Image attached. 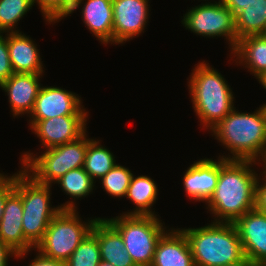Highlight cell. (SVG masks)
Returning a JSON list of instances; mask_svg holds the SVG:
<instances>
[{"label":"cell","mask_w":266,"mask_h":266,"mask_svg":"<svg viewBox=\"0 0 266 266\" xmlns=\"http://www.w3.org/2000/svg\"><path fill=\"white\" fill-rule=\"evenodd\" d=\"M252 160H226L219 157V178L215 191L205 203L214 216L212 222L234 223L255 206L258 178Z\"/></svg>","instance_id":"1"},{"label":"cell","mask_w":266,"mask_h":266,"mask_svg":"<svg viewBox=\"0 0 266 266\" xmlns=\"http://www.w3.org/2000/svg\"><path fill=\"white\" fill-rule=\"evenodd\" d=\"M236 107L210 131L230 151L219 155L226 160L260 162L266 150V116L260 106L253 113L236 111Z\"/></svg>","instance_id":"2"},{"label":"cell","mask_w":266,"mask_h":266,"mask_svg":"<svg viewBox=\"0 0 266 266\" xmlns=\"http://www.w3.org/2000/svg\"><path fill=\"white\" fill-rule=\"evenodd\" d=\"M204 62L193 68L188 90L200 125L211 130L235 108V97L221 73Z\"/></svg>","instance_id":"3"},{"label":"cell","mask_w":266,"mask_h":266,"mask_svg":"<svg viewBox=\"0 0 266 266\" xmlns=\"http://www.w3.org/2000/svg\"><path fill=\"white\" fill-rule=\"evenodd\" d=\"M195 266H222L245 257L234 223L211 222L199 228H182Z\"/></svg>","instance_id":"4"},{"label":"cell","mask_w":266,"mask_h":266,"mask_svg":"<svg viewBox=\"0 0 266 266\" xmlns=\"http://www.w3.org/2000/svg\"><path fill=\"white\" fill-rule=\"evenodd\" d=\"M52 185L37 182L22 167L14 174V189L23 204L24 237L35 247L44 237L52 219L62 210L51 204Z\"/></svg>","instance_id":"5"},{"label":"cell","mask_w":266,"mask_h":266,"mask_svg":"<svg viewBox=\"0 0 266 266\" xmlns=\"http://www.w3.org/2000/svg\"><path fill=\"white\" fill-rule=\"evenodd\" d=\"M87 137L85 132L72 142L45 149L39 157L32 152H24L20 157L22 168L37 182L55 184L68 171L83 167L88 142L91 140Z\"/></svg>","instance_id":"6"},{"label":"cell","mask_w":266,"mask_h":266,"mask_svg":"<svg viewBox=\"0 0 266 266\" xmlns=\"http://www.w3.org/2000/svg\"><path fill=\"white\" fill-rule=\"evenodd\" d=\"M120 215L106 219L121 234L125 248L135 265L150 266L157 243L168 230L165 223L152 215Z\"/></svg>","instance_id":"7"},{"label":"cell","mask_w":266,"mask_h":266,"mask_svg":"<svg viewBox=\"0 0 266 266\" xmlns=\"http://www.w3.org/2000/svg\"><path fill=\"white\" fill-rule=\"evenodd\" d=\"M76 211V209H62L52 219L43 239L34 250L48 258L65 262L91 232L97 219L88 218V222L83 221Z\"/></svg>","instance_id":"8"},{"label":"cell","mask_w":266,"mask_h":266,"mask_svg":"<svg viewBox=\"0 0 266 266\" xmlns=\"http://www.w3.org/2000/svg\"><path fill=\"white\" fill-rule=\"evenodd\" d=\"M187 10L181 20L186 30L203 37H225L233 51L237 43L235 15L223 2H205Z\"/></svg>","instance_id":"9"},{"label":"cell","mask_w":266,"mask_h":266,"mask_svg":"<svg viewBox=\"0 0 266 266\" xmlns=\"http://www.w3.org/2000/svg\"><path fill=\"white\" fill-rule=\"evenodd\" d=\"M88 115H66L43 120H29L32 133L45 149L72 142L87 132Z\"/></svg>","instance_id":"10"},{"label":"cell","mask_w":266,"mask_h":266,"mask_svg":"<svg viewBox=\"0 0 266 266\" xmlns=\"http://www.w3.org/2000/svg\"><path fill=\"white\" fill-rule=\"evenodd\" d=\"M149 0H112L113 45L124 44L144 33L149 21Z\"/></svg>","instance_id":"11"},{"label":"cell","mask_w":266,"mask_h":266,"mask_svg":"<svg viewBox=\"0 0 266 266\" xmlns=\"http://www.w3.org/2000/svg\"><path fill=\"white\" fill-rule=\"evenodd\" d=\"M81 97L55 86H42L29 120H43L66 115H88Z\"/></svg>","instance_id":"12"},{"label":"cell","mask_w":266,"mask_h":266,"mask_svg":"<svg viewBox=\"0 0 266 266\" xmlns=\"http://www.w3.org/2000/svg\"><path fill=\"white\" fill-rule=\"evenodd\" d=\"M22 215L21 195L14 189L5 200L4 211L0 219V239L17 253L15 257L17 259H23L28 252L35 249L23 235Z\"/></svg>","instance_id":"13"},{"label":"cell","mask_w":266,"mask_h":266,"mask_svg":"<svg viewBox=\"0 0 266 266\" xmlns=\"http://www.w3.org/2000/svg\"><path fill=\"white\" fill-rule=\"evenodd\" d=\"M234 225L244 255L261 266H266V213L254 208L238 218Z\"/></svg>","instance_id":"14"},{"label":"cell","mask_w":266,"mask_h":266,"mask_svg":"<svg viewBox=\"0 0 266 266\" xmlns=\"http://www.w3.org/2000/svg\"><path fill=\"white\" fill-rule=\"evenodd\" d=\"M42 76L43 74L13 73L0 85L1 90L8 96L13 117L30 115L42 87L39 83Z\"/></svg>","instance_id":"15"},{"label":"cell","mask_w":266,"mask_h":266,"mask_svg":"<svg viewBox=\"0 0 266 266\" xmlns=\"http://www.w3.org/2000/svg\"><path fill=\"white\" fill-rule=\"evenodd\" d=\"M214 160L201 158L186 169L182 183L190 200L206 203L215 191L219 178V157Z\"/></svg>","instance_id":"16"},{"label":"cell","mask_w":266,"mask_h":266,"mask_svg":"<svg viewBox=\"0 0 266 266\" xmlns=\"http://www.w3.org/2000/svg\"><path fill=\"white\" fill-rule=\"evenodd\" d=\"M150 266H195L188 239L180 228L168 229L161 236Z\"/></svg>","instance_id":"17"},{"label":"cell","mask_w":266,"mask_h":266,"mask_svg":"<svg viewBox=\"0 0 266 266\" xmlns=\"http://www.w3.org/2000/svg\"><path fill=\"white\" fill-rule=\"evenodd\" d=\"M84 4L81 11L83 23L101 44H113L112 0H77L73 11Z\"/></svg>","instance_id":"18"},{"label":"cell","mask_w":266,"mask_h":266,"mask_svg":"<svg viewBox=\"0 0 266 266\" xmlns=\"http://www.w3.org/2000/svg\"><path fill=\"white\" fill-rule=\"evenodd\" d=\"M91 233L98 240L102 261L114 266H136L125 248L121 234L106 218L98 217Z\"/></svg>","instance_id":"19"},{"label":"cell","mask_w":266,"mask_h":266,"mask_svg":"<svg viewBox=\"0 0 266 266\" xmlns=\"http://www.w3.org/2000/svg\"><path fill=\"white\" fill-rule=\"evenodd\" d=\"M10 63L14 73L44 74L37 44L22 32H7Z\"/></svg>","instance_id":"20"},{"label":"cell","mask_w":266,"mask_h":266,"mask_svg":"<svg viewBox=\"0 0 266 266\" xmlns=\"http://www.w3.org/2000/svg\"><path fill=\"white\" fill-rule=\"evenodd\" d=\"M235 58L238 66L247 68L256 79L266 73V36L250 35L237 41L233 51L230 53Z\"/></svg>","instance_id":"21"},{"label":"cell","mask_w":266,"mask_h":266,"mask_svg":"<svg viewBox=\"0 0 266 266\" xmlns=\"http://www.w3.org/2000/svg\"><path fill=\"white\" fill-rule=\"evenodd\" d=\"M158 186L156 182L146 175H132L130 185L128 186L126 198L135 204L130 212H124L123 215H152L158 216L155 210L152 211L153 205L158 199Z\"/></svg>","instance_id":"22"},{"label":"cell","mask_w":266,"mask_h":266,"mask_svg":"<svg viewBox=\"0 0 266 266\" xmlns=\"http://www.w3.org/2000/svg\"><path fill=\"white\" fill-rule=\"evenodd\" d=\"M60 184L61 190L69 195L72 199L63 204L58 205L61 209H76V200L87 197L93 193L95 188V181L84 170L83 167L72 169L59 178L55 184ZM92 192V193H91ZM74 199V201H72Z\"/></svg>","instance_id":"23"},{"label":"cell","mask_w":266,"mask_h":266,"mask_svg":"<svg viewBox=\"0 0 266 266\" xmlns=\"http://www.w3.org/2000/svg\"><path fill=\"white\" fill-rule=\"evenodd\" d=\"M237 41L250 35L264 34L266 27V0H256L244 6L235 15Z\"/></svg>","instance_id":"24"},{"label":"cell","mask_w":266,"mask_h":266,"mask_svg":"<svg viewBox=\"0 0 266 266\" xmlns=\"http://www.w3.org/2000/svg\"><path fill=\"white\" fill-rule=\"evenodd\" d=\"M116 160L108 148L101 145L100 140L92 139L88 142L83 168L96 182L104 177L115 165Z\"/></svg>","instance_id":"25"},{"label":"cell","mask_w":266,"mask_h":266,"mask_svg":"<svg viewBox=\"0 0 266 266\" xmlns=\"http://www.w3.org/2000/svg\"><path fill=\"white\" fill-rule=\"evenodd\" d=\"M32 6V0H0V33L19 32L16 24Z\"/></svg>","instance_id":"26"},{"label":"cell","mask_w":266,"mask_h":266,"mask_svg":"<svg viewBox=\"0 0 266 266\" xmlns=\"http://www.w3.org/2000/svg\"><path fill=\"white\" fill-rule=\"evenodd\" d=\"M101 261L97 238L90 232L65 261L66 266H98Z\"/></svg>","instance_id":"27"},{"label":"cell","mask_w":266,"mask_h":266,"mask_svg":"<svg viewBox=\"0 0 266 266\" xmlns=\"http://www.w3.org/2000/svg\"><path fill=\"white\" fill-rule=\"evenodd\" d=\"M132 171L122 165L116 164L100 182L102 189L112 197H125L132 178Z\"/></svg>","instance_id":"28"},{"label":"cell","mask_w":266,"mask_h":266,"mask_svg":"<svg viewBox=\"0 0 266 266\" xmlns=\"http://www.w3.org/2000/svg\"><path fill=\"white\" fill-rule=\"evenodd\" d=\"M77 0H32L39 6L40 12L45 19L46 24L61 21L64 17L73 13L74 6Z\"/></svg>","instance_id":"29"},{"label":"cell","mask_w":266,"mask_h":266,"mask_svg":"<svg viewBox=\"0 0 266 266\" xmlns=\"http://www.w3.org/2000/svg\"><path fill=\"white\" fill-rule=\"evenodd\" d=\"M13 73L7 45V34L3 36V33H0V85L3 84Z\"/></svg>","instance_id":"30"},{"label":"cell","mask_w":266,"mask_h":266,"mask_svg":"<svg viewBox=\"0 0 266 266\" xmlns=\"http://www.w3.org/2000/svg\"><path fill=\"white\" fill-rule=\"evenodd\" d=\"M14 190V174L0 173V219L4 211L6 197Z\"/></svg>","instance_id":"31"},{"label":"cell","mask_w":266,"mask_h":266,"mask_svg":"<svg viewBox=\"0 0 266 266\" xmlns=\"http://www.w3.org/2000/svg\"><path fill=\"white\" fill-rule=\"evenodd\" d=\"M262 176V183L261 177ZM258 176L255 186V206L260 212L266 213V177L261 174ZM261 183V184H260Z\"/></svg>","instance_id":"32"},{"label":"cell","mask_w":266,"mask_h":266,"mask_svg":"<svg viewBox=\"0 0 266 266\" xmlns=\"http://www.w3.org/2000/svg\"><path fill=\"white\" fill-rule=\"evenodd\" d=\"M37 252L29 266H66V263L62 260L51 259L42 255L39 251Z\"/></svg>","instance_id":"33"},{"label":"cell","mask_w":266,"mask_h":266,"mask_svg":"<svg viewBox=\"0 0 266 266\" xmlns=\"http://www.w3.org/2000/svg\"><path fill=\"white\" fill-rule=\"evenodd\" d=\"M256 0H223L224 5L236 15L244 9V6L251 4Z\"/></svg>","instance_id":"34"},{"label":"cell","mask_w":266,"mask_h":266,"mask_svg":"<svg viewBox=\"0 0 266 266\" xmlns=\"http://www.w3.org/2000/svg\"><path fill=\"white\" fill-rule=\"evenodd\" d=\"M16 256L17 253H15L0 239V266H8V258Z\"/></svg>","instance_id":"35"},{"label":"cell","mask_w":266,"mask_h":266,"mask_svg":"<svg viewBox=\"0 0 266 266\" xmlns=\"http://www.w3.org/2000/svg\"><path fill=\"white\" fill-rule=\"evenodd\" d=\"M222 266H261V265L245 256L244 258H242L238 262L226 264V265H222Z\"/></svg>","instance_id":"36"},{"label":"cell","mask_w":266,"mask_h":266,"mask_svg":"<svg viewBox=\"0 0 266 266\" xmlns=\"http://www.w3.org/2000/svg\"><path fill=\"white\" fill-rule=\"evenodd\" d=\"M261 160H262V162H260L259 164H261V163L263 164L262 165L263 166L262 169L264 170V171H262L263 172L262 175L266 177V150H265Z\"/></svg>","instance_id":"37"},{"label":"cell","mask_w":266,"mask_h":266,"mask_svg":"<svg viewBox=\"0 0 266 266\" xmlns=\"http://www.w3.org/2000/svg\"><path fill=\"white\" fill-rule=\"evenodd\" d=\"M257 81H259V83L263 86L262 88L266 89V73L259 77Z\"/></svg>","instance_id":"38"},{"label":"cell","mask_w":266,"mask_h":266,"mask_svg":"<svg viewBox=\"0 0 266 266\" xmlns=\"http://www.w3.org/2000/svg\"><path fill=\"white\" fill-rule=\"evenodd\" d=\"M98 266H114L111 263L105 262V261H100V263L98 264Z\"/></svg>","instance_id":"39"},{"label":"cell","mask_w":266,"mask_h":266,"mask_svg":"<svg viewBox=\"0 0 266 266\" xmlns=\"http://www.w3.org/2000/svg\"><path fill=\"white\" fill-rule=\"evenodd\" d=\"M261 107H262V109H263V111H264V113H265V116H266V103L263 104V105H261Z\"/></svg>","instance_id":"40"},{"label":"cell","mask_w":266,"mask_h":266,"mask_svg":"<svg viewBox=\"0 0 266 266\" xmlns=\"http://www.w3.org/2000/svg\"><path fill=\"white\" fill-rule=\"evenodd\" d=\"M203 1H209V0H203ZM213 2L215 3V2H217V1H214V0H213L212 3H213ZM218 2H223V0H218Z\"/></svg>","instance_id":"41"}]
</instances>
